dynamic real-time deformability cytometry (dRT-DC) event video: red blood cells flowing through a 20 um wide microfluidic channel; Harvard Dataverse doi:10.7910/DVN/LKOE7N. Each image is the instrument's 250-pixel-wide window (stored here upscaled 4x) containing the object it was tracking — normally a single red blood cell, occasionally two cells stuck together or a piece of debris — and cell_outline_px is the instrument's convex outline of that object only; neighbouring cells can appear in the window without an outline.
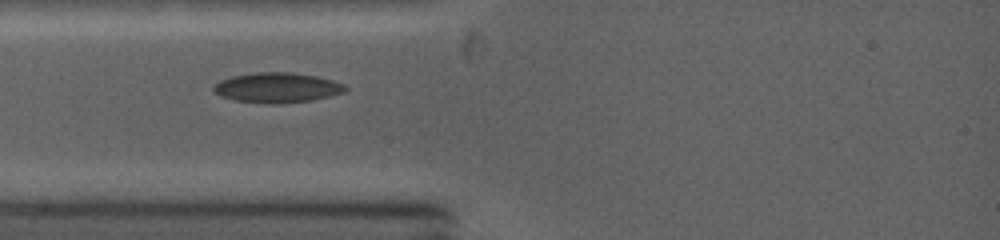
{"species": "common noctule bat (a hibernating species)", "species_latin": "Nyctalus noctula", "temperature_condition": "warm", "stored_images_in_passage": 1, "camera_frame_rate_fps": 5000, "um_per_image_px": 0.085, "animal": {"sex": "female", "body_mass_g": 19.0, "forearm_length_mm": 53.3}, "frame": {"image": 1, "passage_image": 1, "time_ms": 0.0, "image_size_px": [1000, 240], "cell_outline_px": [[348, 88], [340, 92], [328, 96], [312, 100], [272, 104], [236, 100], [224, 96], [216, 92], [212, 88], [220, 80], [232, 76], [256, 72], [292, 72], [316, 76], [332, 80]], "centroid_in_image_um": [23.53, 7.43], "position_along_channel_um": 61.5, "area_um2": 22.48}}